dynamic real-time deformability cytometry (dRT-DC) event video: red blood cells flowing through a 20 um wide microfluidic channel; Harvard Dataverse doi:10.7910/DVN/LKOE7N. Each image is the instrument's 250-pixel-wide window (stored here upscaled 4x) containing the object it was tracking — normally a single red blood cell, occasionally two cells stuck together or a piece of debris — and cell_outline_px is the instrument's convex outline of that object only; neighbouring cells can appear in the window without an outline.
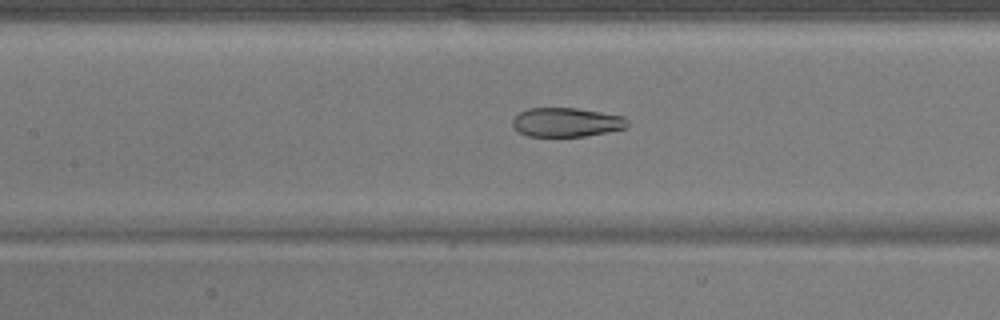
{"species": "common noctule bat (a hibernating species)", "species_latin": "Nyctalus noctula", "temperature_condition": "warm", "stored_images_in_passage": 51, "camera_frame_rate_fps": 3000, "um_per_image_px": 0.085, "animal": {"sex": "male", "body_mass_g": 17.9}, "frame": {"image": 1, "passage_image": 24, "time_ms": 7.667, "image_size_px": [1000, 320], "cell_outline_px": [[628, 124], [624, 128], [608, 132], [584, 136], [528, 136], [520, 132], [512, 124], [512, 120], [520, 112], [528, 108], [576, 108], [624, 116], [628, 120]], "centroid_in_image_um": [48.16, 10.39], "position_along_channel_um": 159.2, "area_um2": 19.31}}
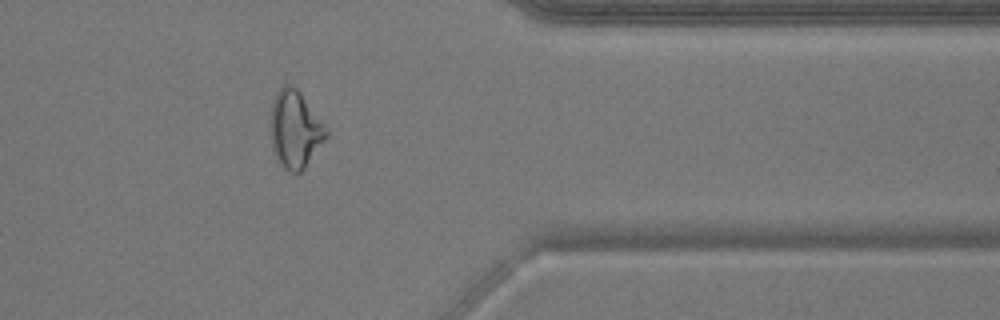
{"frame": {"image": 2, "passage_image": 42, "time_ms": 13.667, "image_size_px": [1000, 320], "cell_outline_px": [[328, 136], [304, 168], [300, 172], [288, 172], [276, 160], [272, 148], [272, 100], [276, 92], [284, 84], [288, 84], [296, 88], [300, 92], [328, 128]], "centroid_in_image_um": [25.1, 11.0], "position_along_channel_um": 386.3, "area_um2": 24.91}}
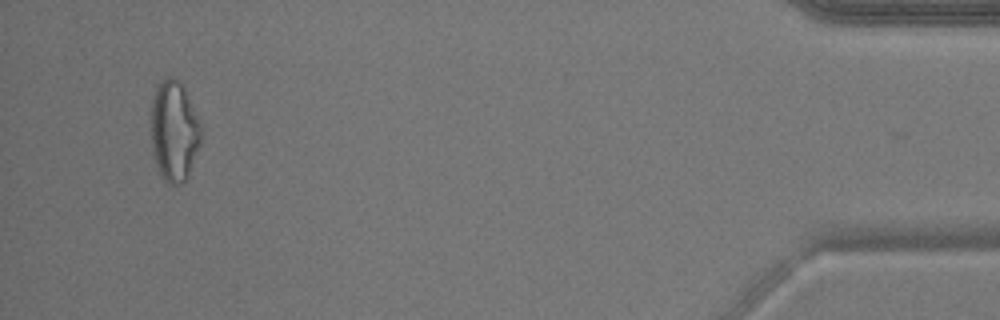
{"frame": {"image": 3, "passage_image": 49, "time_ms": 16.0, "image_size_px": [1000, 320], "cell_outline_px": [[200, 144], [188, 176], [184, 184], [168, 184], [164, 180], [156, 164], [152, 148], [152, 96], [156, 84], [160, 80], [168, 76], [176, 76], [184, 88], [200, 120]], "centroid_in_image_um": [14.8, 11.1], "position_along_channel_um": 420.4, "area_um2": 29.42}}